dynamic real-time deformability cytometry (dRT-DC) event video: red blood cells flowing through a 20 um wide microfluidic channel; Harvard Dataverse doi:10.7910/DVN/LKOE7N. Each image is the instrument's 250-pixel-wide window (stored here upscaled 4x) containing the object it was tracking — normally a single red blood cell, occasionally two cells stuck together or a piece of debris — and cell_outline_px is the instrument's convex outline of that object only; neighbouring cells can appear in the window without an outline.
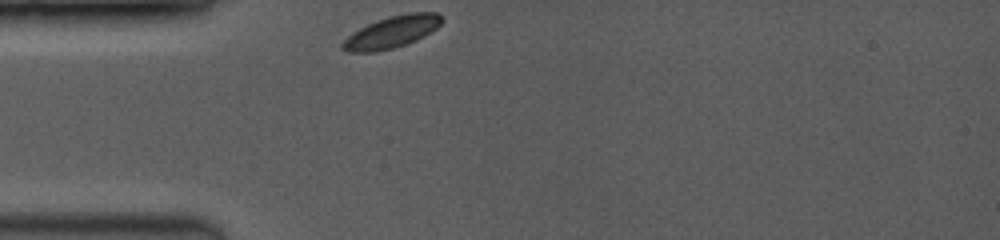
{"species": "common noctule bat (a hibernating species)", "species_latin": "Nyctalus noctula", "temperature_condition": "room temperature", "stored_images_in_passage": 9, "camera_frame_rate_fps": 3500, "um_per_image_px": 0.085, "animal": {"sex": "female", "body_mass_g": 19.0, "forearm_length_mm": 53.3}, "frame": {"image": 1, "passage_image": 1, "time_ms": 0.0, "image_size_px": [1000, 240], "cell_outline_px": [[444, 20], [436, 28], [424, 36], [416, 40], [392, 48], [376, 52], [348, 52], [340, 48], [340, 44], [352, 32], [376, 20], [388, 16], [408, 12], [436, 12]], "centroid_in_image_um": [33.28, 2.71], "position_along_channel_um": 51.7, "area_um2": 18.44}}
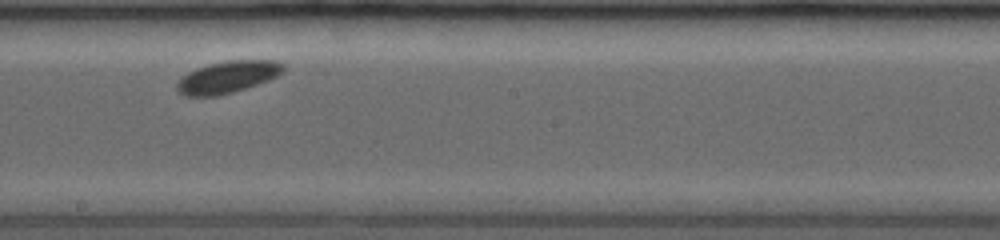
{"frame": {"image": 2, "passage_image": 6, "time_ms": 4.857, "image_size_px": [1000, 240], "cell_outline_px": [[284, 72], [268, 80], [232, 92], [216, 96], [184, 96], [176, 88], [176, 84], [188, 72], [196, 68], [208, 64], [228, 60], [276, 60], [284, 64]], "centroid_in_image_um": [19.36, 6.53], "position_along_channel_um": 228.8, "area_um2": 19.65}}
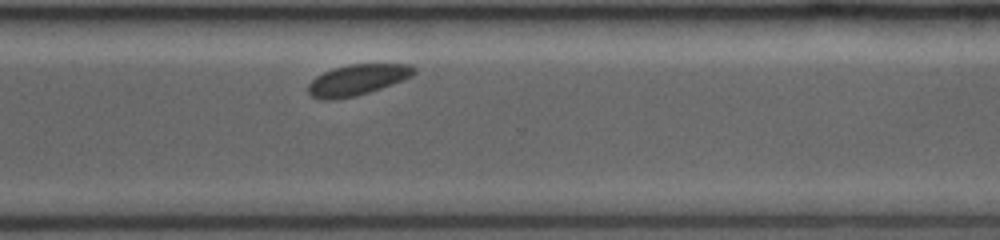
{"frame": {"image": 3, "passage_image": 9, "time_ms": 7.714, "image_size_px": [1000, 240], "cell_outline_px": [[416, 72], [412, 76], [392, 84], [356, 96], [336, 100], [320, 100], [312, 96], [308, 92], [308, 84], [316, 76], [332, 68], [348, 64], [408, 64], [416, 68]], "centroid_in_image_um": [30.34, 6.79], "position_along_channel_um": 340.3, "area_um2": 19.07}}